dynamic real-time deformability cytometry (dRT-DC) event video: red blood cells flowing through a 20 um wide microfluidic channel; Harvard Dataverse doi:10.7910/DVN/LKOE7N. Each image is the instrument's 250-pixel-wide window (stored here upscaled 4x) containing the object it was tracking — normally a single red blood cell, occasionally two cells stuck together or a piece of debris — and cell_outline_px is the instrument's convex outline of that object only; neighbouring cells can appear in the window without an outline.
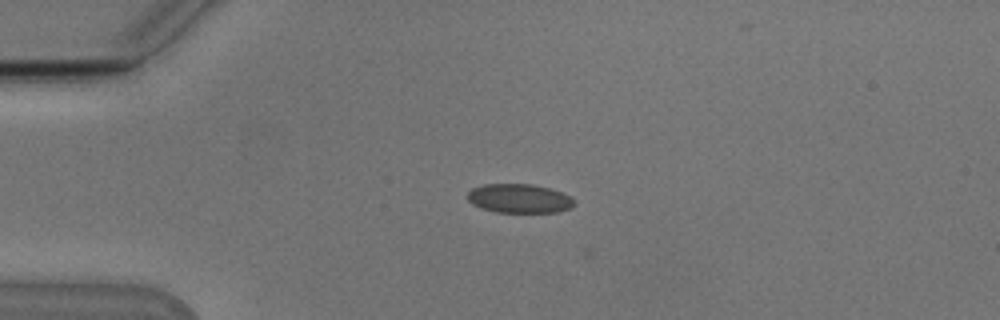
{"species": "Egyptian fruit bat (a non-hibernating species)", "species_latin": "Rousettus aegyptiacus", "temperature_condition": "cold", "stored_images_in_passage": 35, "camera_frame_rate_fps": 3000, "um_per_image_px": 0.085, "animal": {"sex": "male"}, "frame": {"image": 1, "passage_image": 1, "time_ms": 0.0, "image_size_px": [1000, 320], "cell_outline_px": [[576, 204], [572, 208], [560, 212], [496, 212], [480, 208], [472, 204], [468, 200], [468, 192], [472, 188], [484, 184], [532, 184], [548, 188], [560, 192], [568, 196]], "centroid_in_image_um": [44.12, 16.88], "position_along_channel_um": 40.9, "area_um2": 18.03}}
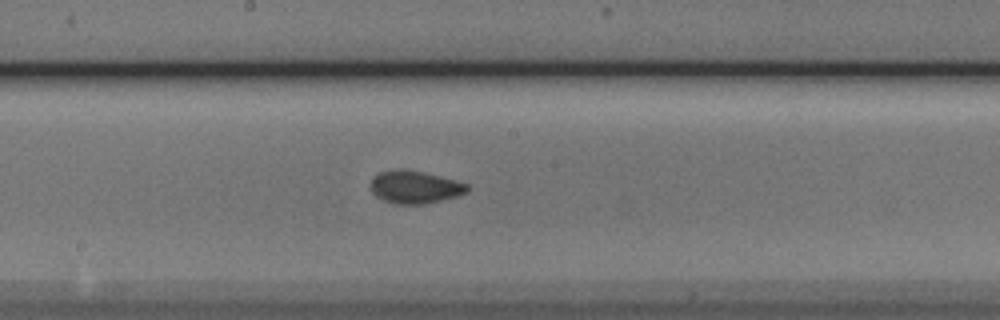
{"frame": {"image": 2, "passage_image": 17, "time_ms": 5.333, "image_size_px": [1000, 320], "cell_outline_px": [[468, 192], [456, 196], [424, 204], [392, 204], [376, 196], [372, 192], [372, 176], [380, 172], [392, 168], [408, 168], [456, 180], [468, 184]], "centroid_in_image_um": [35.24, 15.88], "position_along_channel_um": 213.0, "area_um2": 18.61}}
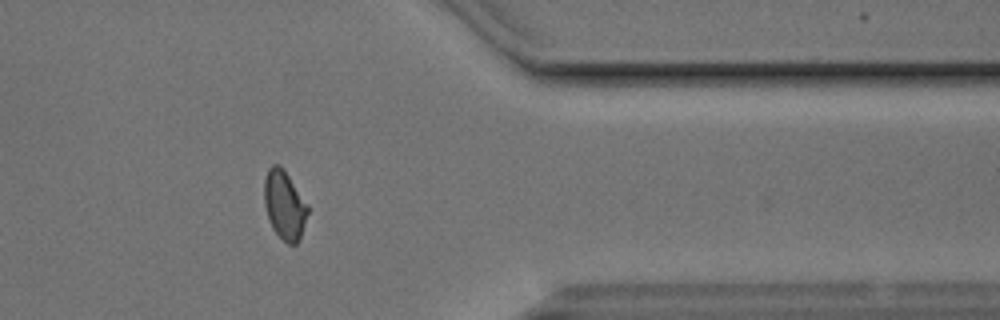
{"frame": {"image": 3, "passage_image": 32, "time_ms": 10.333, "image_size_px": [1000, 320], "cell_outline_px": [[308, 212], [300, 240], [296, 244], [288, 244], [272, 228], [268, 220], [264, 204], [264, 180], [268, 168], [272, 164], [280, 164], [284, 168], [308, 204]], "centroid_in_image_um": [24.17, 17.4], "position_along_channel_um": 387.2, "area_um2": 17.69}, "authors_computed_cell_mechanics": {"area_um2": 18.1492, "velocity_mm_per_s": 3.7857, "shape_relaxation_time_tau1_ms": 3.6957, "shape_relaxation_time_tau2_ms": 0.757, "deformation_change_tau1": 0.0872, "deformation_change_tau2": 0.04}}